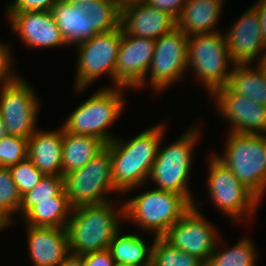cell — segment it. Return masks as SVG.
Returning <instances> with one entry per match:
<instances>
[{
  "label": "cell",
  "mask_w": 266,
  "mask_h": 266,
  "mask_svg": "<svg viewBox=\"0 0 266 266\" xmlns=\"http://www.w3.org/2000/svg\"><path fill=\"white\" fill-rule=\"evenodd\" d=\"M121 231V232H120ZM152 248L138 234H122L119 230L113 237L108 251L114 262L136 266H152Z\"/></svg>",
  "instance_id": "cell-26"
},
{
  "label": "cell",
  "mask_w": 266,
  "mask_h": 266,
  "mask_svg": "<svg viewBox=\"0 0 266 266\" xmlns=\"http://www.w3.org/2000/svg\"><path fill=\"white\" fill-rule=\"evenodd\" d=\"M223 154L216 157L260 200L266 193L264 134L228 132Z\"/></svg>",
  "instance_id": "cell-6"
},
{
  "label": "cell",
  "mask_w": 266,
  "mask_h": 266,
  "mask_svg": "<svg viewBox=\"0 0 266 266\" xmlns=\"http://www.w3.org/2000/svg\"><path fill=\"white\" fill-rule=\"evenodd\" d=\"M200 130L199 124L197 126L192 124L181 137L162 148L163 134L149 176V179L156 183L154 185H157L155 189L184 195L193 205L195 200L191 197L188 176L192 165V153L196 142L199 140Z\"/></svg>",
  "instance_id": "cell-5"
},
{
  "label": "cell",
  "mask_w": 266,
  "mask_h": 266,
  "mask_svg": "<svg viewBox=\"0 0 266 266\" xmlns=\"http://www.w3.org/2000/svg\"><path fill=\"white\" fill-rule=\"evenodd\" d=\"M123 89L128 88L114 87L112 84L111 87L98 89L70 113L62 125L63 130L110 143L116 136L109 134L108 128L119 118L126 105Z\"/></svg>",
  "instance_id": "cell-4"
},
{
  "label": "cell",
  "mask_w": 266,
  "mask_h": 266,
  "mask_svg": "<svg viewBox=\"0 0 266 266\" xmlns=\"http://www.w3.org/2000/svg\"><path fill=\"white\" fill-rule=\"evenodd\" d=\"M218 245L219 243L211 254L207 266H256L257 251L252 238L243 236L226 250L220 251Z\"/></svg>",
  "instance_id": "cell-27"
},
{
  "label": "cell",
  "mask_w": 266,
  "mask_h": 266,
  "mask_svg": "<svg viewBox=\"0 0 266 266\" xmlns=\"http://www.w3.org/2000/svg\"><path fill=\"white\" fill-rule=\"evenodd\" d=\"M60 1H63V2H76V3L83 4V3L90 2V1H93V0H60Z\"/></svg>",
  "instance_id": "cell-44"
},
{
  "label": "cell",
  "mask_w": 266,
  "mask_h": 266,
  "mask_svg": "<svg viewBox=\"0 0 266 266\" xmlns=\"http://www.w3.org/2000/svg\"><path fill=\"white\" fill-rule=\"evenodd\" d=\"M106 143L90 135L74 134L63 130V175L82 168L106 148Z\"/></svg>",
  "instance_id": "cell-23"
},
{
  "label": "cell",
  "mask_w": 266,
  "mask_h": 266,
  "mask_svg": "<svg viewBox=\"0 0 266 266\" xmlns=\"http://www.w3.org/2000/svg\"><path fill=\"white\" fill-rule=\"evenodd\" d=\"M108 201L103 204L82 205L72 209L65 230L69 252L84 255L108 250L114 235L121 230L124 217V204L118 208Z\"/></svg>",
  "instance_id": "cell-2"
},
{
  "label": "cell",
  "mask_w": 266,
  "mask_h": 266,
  "mask_svg": "<svg viewBox=\"0 0 266 266\" xmlns=\"http://www.w3.org/2000/svg\"><path fill=\"white\" fill-rule=\"evenodd\" d=\"M7 133L6 127L4 125L3 119L0 115V139H2Z\"/></svg>",
  "instance_id": "cell-42"
},
{
  "label": "cell",
  "mask_w": 266,
  "mask_h": 266,
  "mask_svg": "<svg viewBox=\"0 0 266 266\" xmlns=\"http://www.w3.org/2000/svg\"><path fill=\"white\" fill-rule=\"evenodd\" d=\"M188 36L179 28L155 40V51L147 72L153 90L164 91L180 81L188 70Z\"/></svg>",
  "instance_id": "cell-13"
},
{
  "label": "cell",
  "mask_w": 266,
  "mask_h": 266,
  "mask_svg": "<svg viewBox=\"0 0 266 266\" xmlns=\"http://www.w3.org/2000/svg\"><path fill=\"white\" fill-rule=\"evenodd\" d=\"M10 45L1 43L0 41V85H5L11 83L18 78L20 74L14 72V58L12 57V50L9 47Z\"/></svg>",
  "instance_id": "cell-34"
},
{
  "label": "cell",
  "mask_w": 266,
  "mask_h": 266,
  "mask_svg": "<svg viewBox=\"0 0 266 266\" xmlns=\"http://www.w3.org/2000/svg\"><path fill=\"white\" fill-rule=\"evenodd\" d=\"M39 98L25 79L0 86V115L7 133L29 139L37 128Z\"/></svg>",
  "instance_id": "cell-11"
},
{
  "label": "cell",
  "mask_w": 266,
  "mask_h": 266,
  "mask_svg": "<svg viewBox=\"0 0 266 266\" xmlns=\"http://www.w3.org/2000/svg\"><path fill=\"white\" fill-rule=\"evenodd\" d=\"M165 128V124L160 123L127 141L116 137L106 145L110 151L113 183L121 195L149 181Z\"/></svg>",
  "instance_id": "cell-1"
},
{
  "label": "cell",
  "mask_w": 266,
  "mask_h": 266,
  "mask_svg": "<svg viewBox=\"0 0 266 266\" xmlns=\"http://www.w3.org/2000/svg\"><path fill=\"white\" fill-rule=\"evenodd\" d=\"M13 33L26 47L52 48L66 46V41L54 21L51 11L6 13Z\"/></svg>",
  "instance_id": "cell-17"
},
{
  "label": "cell",
  "mask_w": 266,
  "mask_h": 266,
  "mask_svg": "<svg viewBox=\"0 0 266 266\" xmlns=\"http://www.w3.org/2000/svg\"><path fill=\"white\" fill-rule=\"evenodd\" d=\"M63 189V176L44 175L32 190L21 196L20 215L23 217L34 206V201L54 200Z\"/></svg>",
  "instance_id": "cell-30"
},
{
  "label": "cell",
  "mask_w": 266,
  "mask_h": 266,
  "mask_svg": "<svg viewBox=\"0 0 266 266\" xmlns=\"http://www.w3.org/2000/svg\"><path fill=\"white\" fill-rule=\"evenodd\" d=\"M152 266H205L195 256L172 247L162 237L153 238Z\"/></svg>",
  "instance_id": "cell-29"
},
{
  "label": "cell",
  "mask_w": 266,
  "mask_h": 266,
  "mask_svg": "<svg viewBox=\"0 0 266 266\" xmlns=\"http://www.w3.org/2000/svg\"><path fill=\"white\" fill-rule=\"evenodd\" d=\"M59 266H85L83 256L69 254Z\"/></svg>",
  "instance_id": "cell-39"
},
{
  "label": "cell",
  "mask_w": 266,
  "mask_h": 266,
  "mask_svg": "<svg viewBox=\"0 0 266 266\" xmlns=\"http://www.w3.org/2000/svg\"><path fill=\"white\" fill-rule=\"evenodd\" d=\"M126 200L125 219L156 237H162L193 206L184 195L155 188Z\"/></svg>",
  "instance_id": "cell-3"
},
{
  "label": "cell",
  "mask_w": 266,
  "mask_h": 266,
  "mask_svg": "<svg viewBox=\"0 0 266 266\" xmlns=\"http://www.w3.org/2000/svg\"><path fill=\"white\" fill-rule=\"evenodd\" d=\"M149 6L158 10H163L178 18L186 4V0H145Z\"/></svg>",
  "instance_id": "cell-36"
},
{
  "label": "cell",
  "mask_w": 266,
  "mask_h": 266,
  "mask_svg": "<svg viewBox=\"0 0 266 266\" xmlns=\"http://www.w3.org/2000/svg\"><path fill=\"white\" fill-rule=\"evenodd\" d=\"M218 114L230 121L228 132L240 134H266V106L245 96L233 93L227 86L216 89Z\"/></svg>",
  "instance_id": "cell-15"
},
{
  "label": "cell",
  "mask_w": 266,
  "mask_h": 266,
  "mask_svg": "<svg viewBox=\"0 0 266 266\" xmlns=\"http://www.w3.org/2000/svg\"><path fill=\"white\" fill-rule=\"evenodd\" d=\"M224 0H186L177 28L187 36L217 32L215 24L221 16Z\"/></svg>",
  "instance_id": "cell-22"
},
{
  "label": "cell",
  "mask_w": 266,
  "mask_h": 266,
  "mask_svg": "<svg viewBox=\"0 0 266 266\" xmlns=\"http://www.w3.org/2000/svg\"><path fill=\"white\" fill-rule=\"evenodd\" d=\"M51 13L66 45L77 46L97 34L91 29V21L87 18L83 4L59 0L52 7Z\"/></svg>",
  "instance_id": "cell-21"
},
{
  "label": "cell",
  "mask_w": 266,
  "mask_h": 266,
  "mask_svg": "<svg viewBox=\"0 0 266 266\" xmlns=\"http://www.w3.org/2000/svg\"><path fill=\"white\" fill-rule=\"evenodd\" d=\"M28 158V139L6 134L0 139V167H10Z\"/></svg>",
  "instance_id": "cell-32"
},
{
  "label": "cell",
  "mask_w": 266,
  "mask_h": 266,
  "mask_svg": "<svg viewBox=\"0 0 266 266\" xmlns=\"http://www.w3.org/2000/svg\"><path fill=\"white\" fill-rule=\"evenodd\" d=\"M225 31L229 57L234 64H251L259 61L266 44L261 33L260 17L250 6ZM260 54V55H259Z\"/></svg>",
  "instance_id": "cell-16"
},
{
  "label": "cell",
  "mask_w": 266,
  "mask_h": 266,
  "mask_svg": "<svg viewBox=\"0 0 266 266\" xmlns=\"http://www.w3.org/2000/svg\"><path fill=\"white\" fill-rule=\"evenodd\" d=\"M234 64L227 87L266 106V76L256 64Z\"/></svg>",
  "instance_id": "cell-25"
},
{
  "label": "cell",
  "mask_w": 266,
  "mask_h": 266,
  "mask_svg": "<svg viewBox=\"0 0 266 266\" xmlns=\"http://www.w3.org/2000/svg\"><path fill=\"white\" fill-rule=\"evenodd\" d=\"M82 256L85 266H113L115 263L108 250L91 252Z\"/></svg>",
  "instance_id": "cell-37"
},
{
  "label": "cell",
  "mask_w": 266,
  "mask_h": 266,
  "mask_svg": "<svg viewBox=\"0 0 266 266\" xmlns=\"http://www.w3.org/2000/svg\"><path fill=\"white\" fill-rule=\"evenodd\" d=\"M187 65L209 95L226 86L234 63L229 57L225 34L217 31L188 36Z\"/></svg>",
  "instance_id": "cell-7"
},
{
  "label": "cell",
  "mask_w": 266,
  "mask_h": 266,
  "mask_svg": "<svg viewBox=\"0 0 266 266\" xmlns=\"http://www.w3.org/2000/svg\"><path fill=\"white\" fill-rule=\"evenodd\" d=\"M8 168L21 196L32 190L44 176L28 158Z\"/></svg>",
  "instance_id": "cell-33"
},
{
  "label": "cell",
  "mask_w": 266,
  "mask_h": 266,
  "mask_svg": "<svg viewBox=\"0 0 266 266\" xmlns=\"http://www.w3.org/2000/svg\"><path fill=\"white\" fill-rule=\"evenodd\" d=\"M63 186L72 208L111 201L106 196L110 192L120 196L113 183L110 151L105 148L82 168L63 175Z\"/></svg>",
  "instance_id": "cell-9"
},
{
  "label": "cell",
  "mask_w": 266,
  "mask_h": 266,
  "mask_svg": "<svg viewBox=\"0 0 266 266\" xmlns=\"http://www.w3.org/2000/svg\"><path fill=\"white\" fill-rule=\"evenodd\" d=\"M120 8L118 0H93L83 3V9L91 21V29L96 33L120 27Z\"/></svg>",
  "instance_id": "cell-28"
},
{
  "label": "cell",
  "mask_w": 266,
  "mask_h": 266,
  "mask_svg": "<svg viewBox=\"0 0 266 266\" xmlns=\"http://www.w3.org/2000/svg\"><path fill=\"white\" fill-rule=\"evenodd\" d=\"M26 227L28 255L34 266H59L70 254L65 228Z\"/></svg>",
  "instance_id": "cell-19"
},
{
  "label": "cell",
  "mask_w": 266,
  "mask_h": 266,
  "mask_svg": "<svg viewBox=\"0 0 266 266\" xmlns=\"http://www.w3.org/2000/svg\"><path fill=\"white\" fill-rule=\"evenodd\" d=\"M264 146H265V153H266V134H264Z\"/></svg>",
  "instance_id": "cell-46"
},
{
  "label": "cell",
  "mask_w": 266,
  "mask_h": 266,
  "mask_svg": "<svg viewBox=\"0 0 266 266\" xmlns=\"http://www.w3.org/2000/svg\"><path fill=\"white\" fill-rule=\"evenodd\" d=\"M113 266H136V265H130V264H125V263H118V262H115L113 264Z\"/></svg>",
  "instance_id": "cell-45"
},
{
  "label": "cell",
  "mask_w": 266,
  "mask_h": 266,
  "mask_svg": "<svg viewBox=\"0 0 266 266\" xmlns=\"http://www.w3.org/2000/svg\"><path fill=\"white\" fill-rule=\"evenodd\" d=\"M253 7L257 10L260 17L261 33L266 44V0H257Z\"/></svg>",
  "instance_id": "cell-38"
},
{
  "label": "cell",
  "mask_w": 266,
  "mask_h": 266,
  "mask_svg": "<svg viewBox=\"0 0 266 266\" xmlns=\"http://www.w3.org/2000/svg\"><path fill=\"white\" fill-rule=\"evenodd\" d=\"M21 195L11 178L9 168L0 167V213L12 224L13 215L19 214Z\"/></svg>",
  "instance_id": "cell-31"
},
{
  "label": "cell",
  "mask_w": 266,
  "mask_h": 266,
  "mask_svg": "<svg viewBox=\"0 0 266 266\" xmlns=\"http://www.w3.org/2000/svg\"><path fill=\"white\" fill-rule=\"evenodd\" d=\"M120 27L128 35L157 40L177 28V19L144 1L121 6Z\"/></svg>",
  "instance_id": "cell-18"
},
{
  "label": "cell",
  "mask_w": 266,
  "mask_h": 266,
  "mask_svg": "<svg viewBox=\"0 0 266 266\" xmlns=\"http://www.w3.org/2000/svg\"><path fill=\"white\" fill-rule=\"evenodd\" d=\"M122 39L121 27L97 33L76 46L77 64L74 91L82 92L103 74L111 77L115 87V66ZM110 75V76H109Z\"/></svg>",
  "instance_id": "cell-10"
},
{
  "label": "cell",
  "mask_w": 266,
  "mask_h": 266,
  "mask_svg": "<svg viewBox=\"0 0 266 266\" xmlns=\"http://www.w3.org/2000/svg\"><path fill=\"white\" fill-rule=\"evenodd\" d=\"M155 51V40L135 37L122 31L115 66V87L139 89L148 82L147 72Z\"/></svg>",
  "instance_id": "cell-14"
},
{
  "label": "cell",
  "mask_w": 266,
  "mask_h": 266,
  "mask_svg": "<svg viewBox=\"0 0 266 266\" xmlns=\"http://www.w3.org/2000/svg\"><path fill=\"white\" fill-rule=\"evenodd\" d=\"M119 1V5L120 6H124V5H127V4H131V3H134V2H142V1H145V0H118Z\"/></svg>",
  "instance_id": "cell-43"
},
{
  "label": "cell",
  "mask_w": 266,
  "mask_h": 266,
  "mask_svg": "<svg viewBox=\"0 0 266 266\" xmlns=\"http://www.w3.org/2000/svg\"><path fill=\"white\" fill-rule=\"evenodd\" d=\"M199 204L195 202L162 238L172 247L197 257L206 265L221 237L214 224L200 212Z\"/></svg>",
  "instance_id": "cell-12"
},
{
  "label": "cell",
  "mask_w": 266,
  "mask_h": 266,
  "mask_svg": "<svg viewBox=\"0 0 266 266\" xmlns=\"http://www.w3.org/2000/svg\"><path fill=\"white\" fill-rule=\"evenodd\" d=\"M72 206L64 189L54 200L34 201V206L23 216L26 225L35 227L65 228Z\"/></svg>",
  "instance_id": "cell-24"
},
{
  "label": "cell",
  "mask_w": 266,
  "mask_h": 266,
  "mask_svg": "<svg viewBox=\"0 0 266 266\" xmlns=\"http://www.w3.org/2000/svg\"><path fill=\"white\" fill-rule=\"evenodd\" d=\"M208 158V178L206 182L210 199L222 213L232 221H242L254 217L261 203L260 199L235 176L232 170L215 155ZM252 215V216H251Z\"/></svg>",
  "instance_id": "cell-8"
},
{
  "label": "cell",
  "mask_w": 266,
  "mask_h": 266,
  "mask_svg": "<svg viewBox=\"0 0 266 266\" xmlns=\"http://www.w3.org/2000/svg\"><path fill=\"white\" fill-rule=\"evenodd\" d=\"M11 226V222L0 213V231Z\"/></svg>",
  "instance_id": "cell-41"
},
{
  "label": "cell",
  "mask_w": 266,
  "mask_h": 266,
  "mask_svg": "<svg viewBox=\"0 0 266 266\" xmlns=\"http://www.w3.org/2000/svg\"><path fill=\"white\" fill-rule=\"evenodd\" d=\"M59 0H14L9 3L5 13H23L27 11H51Z\"/></svg>",
  "instance_id": "cell-35"
},
{
  "label": "cell",
  "mask_w": 266,
  "mask_h": 266,
  "mask_svg": "<svg viewBox=\"0 0 266 266\" xmlns=\"http://www.w3.org/2000/svg\"><path fill=\"white\" fill-rule=\"evenodd\" d=\"M63 128L47 131L37 129L28 139V159L44 174L63 176Z\"/></svg>",
  "instance_id": "cell-20"
},
{
  "label": "cell",
  "mask_w": 266,
  "mask_h": 266,
  "mask_svg": "<svg viewBox=\"0 0 266 266\" xmlns=\"http://www.w3.org/2000/svg\"><path fill=\"white\" fill-rule=\"evenodd\" d=\"M266 47L264 49V51L262 52L259 61H257V66L262 70V72L265 74L266 76Z\"/></svg>",
  "instance_id": "cell-40"
}]
</instances>
